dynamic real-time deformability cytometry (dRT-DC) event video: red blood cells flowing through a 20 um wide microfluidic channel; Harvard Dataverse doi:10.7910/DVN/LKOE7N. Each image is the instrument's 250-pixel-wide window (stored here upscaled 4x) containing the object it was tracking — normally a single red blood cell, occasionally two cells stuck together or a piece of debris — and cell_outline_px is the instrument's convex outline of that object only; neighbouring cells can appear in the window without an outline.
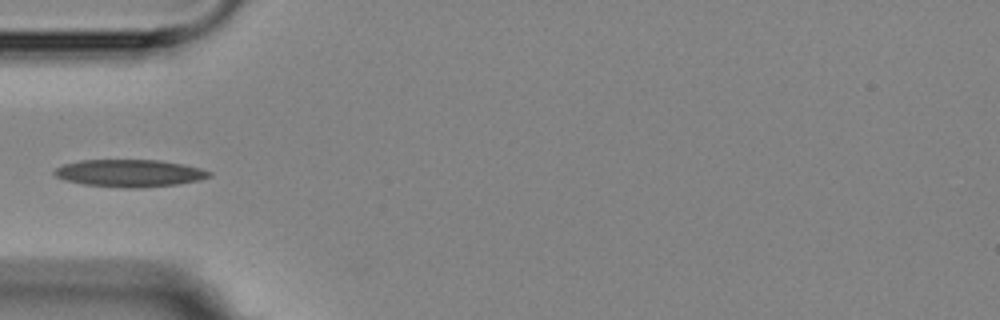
{"species": "Egyptian fruit bat (a non-hibernating species)", "species_latin": "Rousettus aegyptiacus", "temperature_condition": "room temperature", "stored_images_in_passage": 7, "camera_frame_rate_fps": 3000, "um_per_image_px": 0.085, "animal": {"sex": "female"}, "frame": {"image": 1, "passage_image": 5, "time_ms": 4.667, "image_size_px": [1000, 320], "cell_outline_px": [[212, 176], [200, 180], [176, 184], [140, 188], [124, 188], [84, 184], [68, 180], [56, 176], [52, 172], [56, 168], [64, 164], [84, 160], [160, 160], [184, 164], [200, 168], [212, 172]], "centroid_in_image_um": [11.06, 14.72], "position_along_channel_um": 73.9, "area_um2": 24.57}}
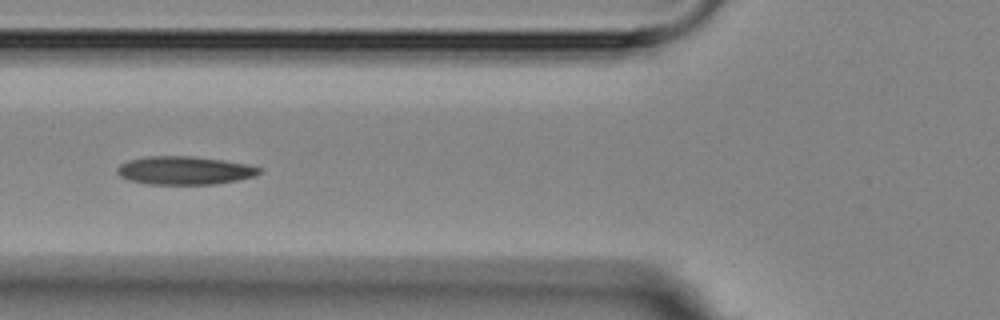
{"frame": {"image": 2, "passage_image": 6, "time_ms": 5.667, "image_size_px": [1000, 320], "cell_outline_px": [[264, 172], [256, 176], [216, 184], [148, 184], [128, 180], [120, 176], [116, 172], [116, 168], [120, 164], [128, 160], [148, 156], [192, 156], [248, 164], [264, 168]], "centroid_in_image_um": [15.71, 14.49], "position_along_channel_um": 110.1, "area_um2": 23.58}}
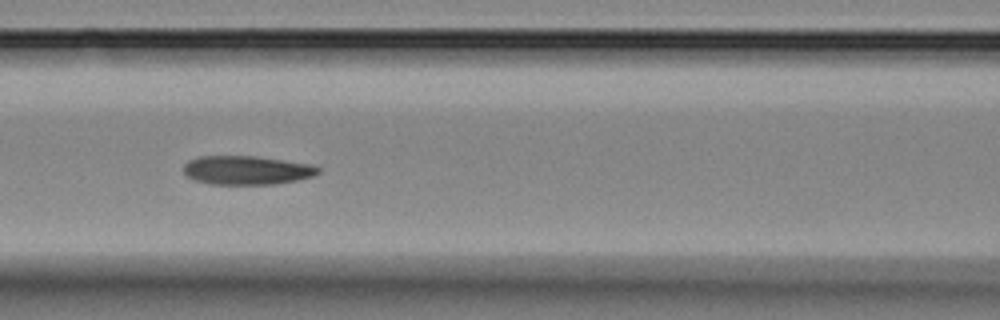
{"frame": {"image": 3, "passage_image": 7, "time_ms": 6.667, "image_size_px": [1000, 320], "cell_outline_px": [[320, 172], [312, 176], [296, 180], [276, 184], [212, 184], [196, 180], [184, 176], [184, 164], [188, 160], [200, 156], [256, 156], [316, 164], [320, 168]], "centroid_in_image_um": [21.0, 14.46], "position_along_channel_um": 145.6, "area_um2": 22.83}}